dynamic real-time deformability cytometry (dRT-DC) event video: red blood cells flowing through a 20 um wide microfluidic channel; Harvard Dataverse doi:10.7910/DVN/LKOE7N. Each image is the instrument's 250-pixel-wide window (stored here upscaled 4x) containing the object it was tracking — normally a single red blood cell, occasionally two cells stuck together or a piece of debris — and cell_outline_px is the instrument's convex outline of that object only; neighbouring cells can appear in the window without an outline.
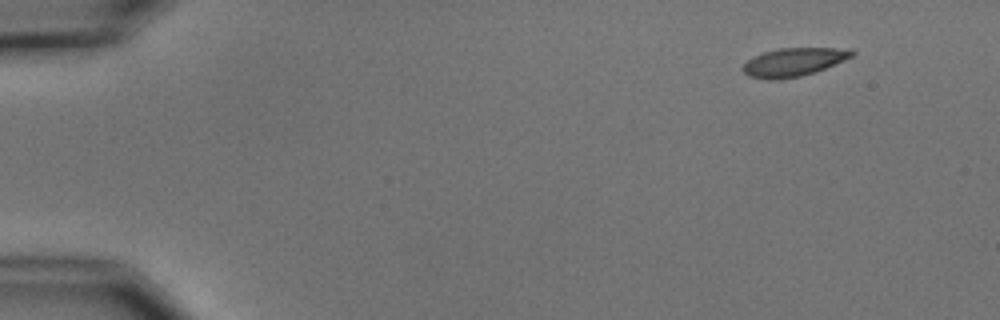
{"species": "common noctule bat (a hibernating species)", "species_latin": "Nyctalus noctula", "temperature_condition": "cold", "stored_images_in_passage": 4, "camera_frame_rate_fps": 3000, "um_per_image_px": 0.085, "animal": {"sex": "male", "body_mass_g": 15.6}, "frame": {"image": 1, "passage_image": 1, "time_ms": 0.0, "image_size_px": [1000, 320], "cell_outline_px": [[856, 52], [852, 56], [844, 60], [824, 68], [800, 76], [776, 80], [768, 80], [748, 76], [740, 68], [752, 56], [776, 48], [852, 48]], "centroid_in_image_um": [67.42, 5.27], "position_along_channel_um": 17.6, "area_um2": 18.03}}
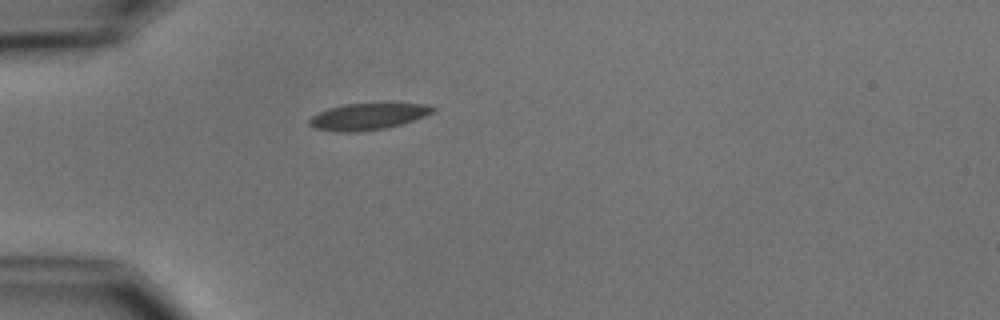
{"frame": {"image": 2, "passage_image": 4, "time_ms": 3.667, "image_size_px": [1000, 320], "cell_outline_px": [[436, 108], [432, 112], [424, 116], [400, 124], [384, 128], [360, 132], [340, 132], [316, 128], [308, 124], [308, 120], [312, 116], [328, 108], [344, 104], [428, 104]], "centroid_in_image_um": [31.23, 9.91], "position_along_channel_um": 53.8, "area_um2": 18.73}}